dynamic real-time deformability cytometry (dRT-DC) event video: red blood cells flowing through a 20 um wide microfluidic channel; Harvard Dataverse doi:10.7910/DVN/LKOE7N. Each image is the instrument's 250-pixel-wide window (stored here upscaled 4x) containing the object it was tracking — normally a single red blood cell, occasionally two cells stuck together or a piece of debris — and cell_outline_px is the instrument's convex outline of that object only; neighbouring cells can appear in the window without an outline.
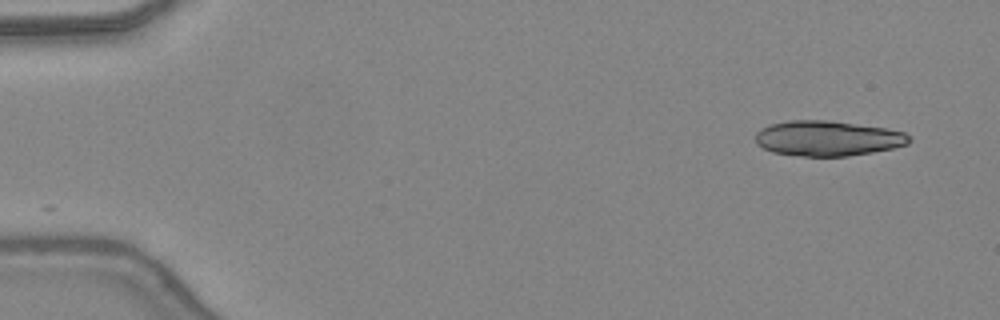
{"species": "common noctule bat (a hibernating species)", "species_latin": "Nyctalus noctula", "temperature_condition": "warm", "stored_images_in_passage": 8, "camera_frame_rate_fps": 3000, "um_per_image_px": 0.085, "animal": {"sex": "female", "body_mass_g": 24.6, "forearm_length_mm": 56.2}, "frame": {"image": 1, "passage_image": 1, "time_ms": 0.0, "image_size_px": [1000, 320], "cell_outline_px": [[912, 140], [908, 144], [892, 148], [872, 152], [848, 156], [800, 156], [772, 152], [756, 144], [756, 132], [760, 128], [768, 124], [788, 120], [828, 120], [888, 128], [904, 132]], "centroid_in_image_um": [70.33, 11.75], "position_along_channel_um": 14.7, "area_um2": 31.73}}